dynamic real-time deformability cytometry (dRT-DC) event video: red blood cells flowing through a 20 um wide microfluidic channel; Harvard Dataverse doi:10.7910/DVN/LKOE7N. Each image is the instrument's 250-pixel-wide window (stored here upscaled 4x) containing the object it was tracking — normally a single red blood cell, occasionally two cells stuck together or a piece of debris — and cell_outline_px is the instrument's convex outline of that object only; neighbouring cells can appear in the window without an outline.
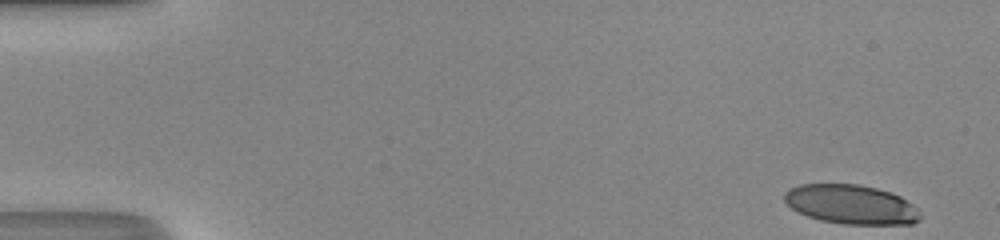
{"species": "human", "species_latin": "Homo sapiens", "temperature_condition": "room temperature", "stored_images_in_passage": 15, "camera_frame_rate_fps": 3000, "um_per_image_px": 0.085, "donor": {"sex": "male"}, "frame": {"image": 1, "passage_image": 1, "time_ms": 0.0, "image_size_px": [1000, 240], "cell_outline_px": [[920, 220], [912, 224], [844, 224], [820, 220], [808, 216], [792, 208], [784, 200], [784, 192], [788, 188], [800, 184], [856, 184], [876, 188], [892, 192], [900, 196], [912, 204], [920, 212]], "centroid_in_image_um": [72.34, 17.37], "position_along_channel_um": 12.7, "area_um2": 31.1}}
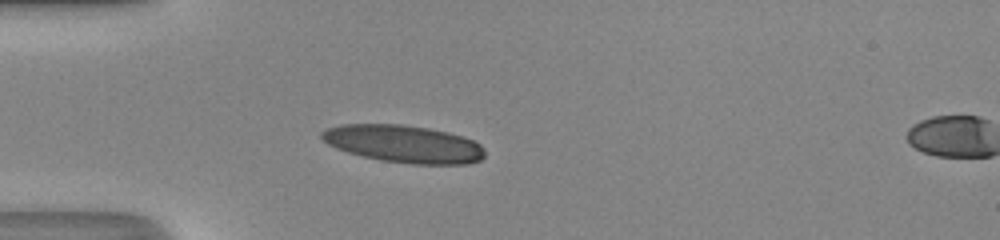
{"frame": {"image": 2, "passage_image": 13, "time_ms": 4.0, "image_size_px": [1000, 240], "cell_outline_px": [[484, 156], [480, 160], [468, 164], [412, 164], [384, 160], [364, 156], [348, 152], [336, 148], [328, 144], [320, 136], [320, 132], [328, 128], [340, 124], [400, 124], [428, 128], [448, 132], [472, 140], [480, 144], [484, 148]], "centroid_in_image_um": [34.31, 12.22], "position_along_channel_um": 50.7, "area_um2": 35.43}}